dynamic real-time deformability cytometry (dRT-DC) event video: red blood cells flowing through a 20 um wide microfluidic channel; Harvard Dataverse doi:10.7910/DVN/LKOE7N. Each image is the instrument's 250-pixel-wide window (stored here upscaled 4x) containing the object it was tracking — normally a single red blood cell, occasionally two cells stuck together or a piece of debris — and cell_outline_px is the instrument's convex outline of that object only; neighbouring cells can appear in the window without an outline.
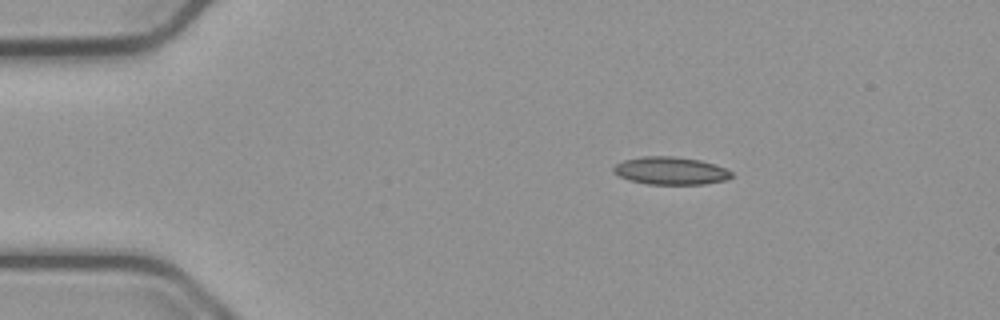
{"species": "common noctule bat (a hibernating species)", "species_latin": "Nyctalus noctula", "temperature_condition": "cold", "stored_images_in_passage": 46, "camera_frame_rate_fps": 3000, "um_per_image_px": 0.085, "animal": {"sex": "male", "body_mass_g": 23.1, "forearm_length_mm": 52.7}, "frame": {"image": 1, "passage_image": 1, "time_ms": 0.0, "image_size_px": [1000, 320], "cell_outline_px": [[732, 176], [724, 180], [704, 184], [648, 184], [628, 180], [612, 172], [612, 168], [616, 164], [624, 160], [644, 156], [672, 156], [700, 160], [724, 168], [732, 172]], "centroid_in_image_um": [56.95, 14.51], "position_along_channel_um": 28.0, "area_um2": 18.9}}
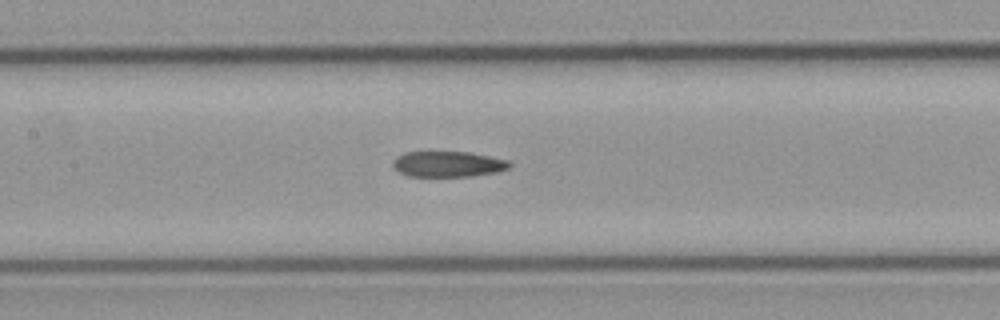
{"frame": {"image": 2, "passage_image": 17, "time_ms": 5.333, "image_size_px": [1000, 320], "cell_outline_px": [[512, 164], [508, 168], [496, 172], [472, 176], [408, 176], [392, 168], [392, 164], [396, 156], [404, 152], [468, 152], [508, 160]], "centroid_in_image_um": [38.04, 13.95], "position_along_channel_um": 169.4, "area_um2": 17.4}}
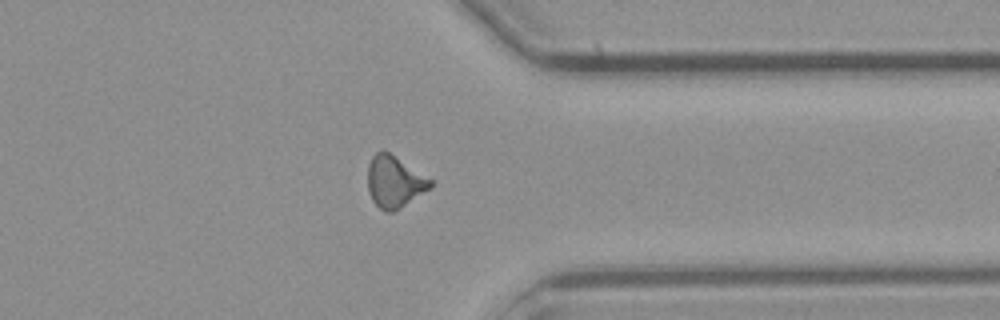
{"frame": {"image": 3, "passage_image": 34, "time_ms": 11.0, "image_size_px": [1000, 320], "cell_outline_px": [[432, 188], [400, 208], [392, 212], [384, 212], [372, 200], [368, 192], [368, 164], [372, 156], [376, 152], [384, 148], [432, 180]], "centroid_in_image_um": [33.52, 15.43], "position_along_channel_um": 377.9, "area_um2": 19.07}, "authors_computed_cell_mechanics": {"area_um2": 18.4093, "velocity_mm_per_s": 3.7839, "shape_relaxation_time_tau1_ms": 10.7867, "shape_relaxation_time_tau2_ms": 4.3944, "deformation_change_tau1": 0.2085, "deformation_change_tau2": 0.129}}